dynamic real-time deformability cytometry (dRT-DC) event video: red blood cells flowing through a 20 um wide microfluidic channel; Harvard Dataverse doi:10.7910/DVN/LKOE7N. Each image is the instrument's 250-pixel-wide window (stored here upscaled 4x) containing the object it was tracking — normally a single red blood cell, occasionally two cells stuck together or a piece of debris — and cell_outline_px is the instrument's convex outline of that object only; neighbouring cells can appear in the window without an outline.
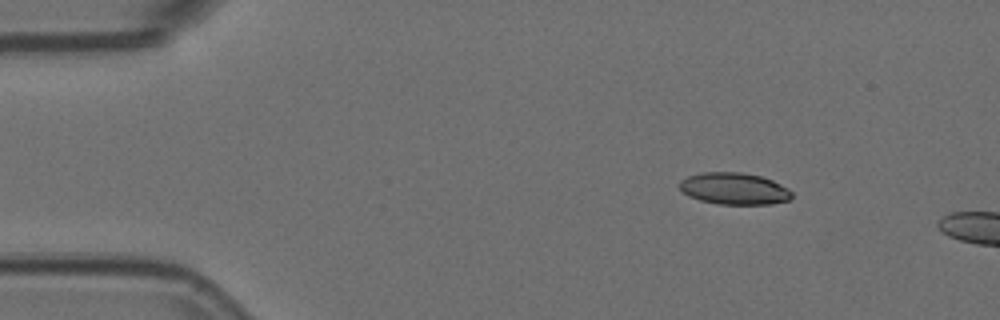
{"species": "Egyptian fruit bat (a non-hibernating species)", "species_latin": "Rousettus aegyptiacus", "temperature_condition": "room temperature", "stored_images_in_passage": 3, "camera_frame_rate_fps": 3000, "um_per_image_px": 0.085, "animal": {"sex": "female"}, "frame": {"image": 1, "passage_image": 2, "time_ms": 0.333, "image_size_px": [1000, 320], "cell_outline_px": [[792, 196], [788, 200], [772, 204], [720, 204], [700, 200], [688, 196], [680, 188], [680, 180], [688, 176], [704, 172], [740, 172], [760, 176], [772, 180], [788, 188], [792, 192]], "centroid_in_image_um": [62.41, 16.03], "position_along_channel_um": 22.6, "area_um2": 20.69}}